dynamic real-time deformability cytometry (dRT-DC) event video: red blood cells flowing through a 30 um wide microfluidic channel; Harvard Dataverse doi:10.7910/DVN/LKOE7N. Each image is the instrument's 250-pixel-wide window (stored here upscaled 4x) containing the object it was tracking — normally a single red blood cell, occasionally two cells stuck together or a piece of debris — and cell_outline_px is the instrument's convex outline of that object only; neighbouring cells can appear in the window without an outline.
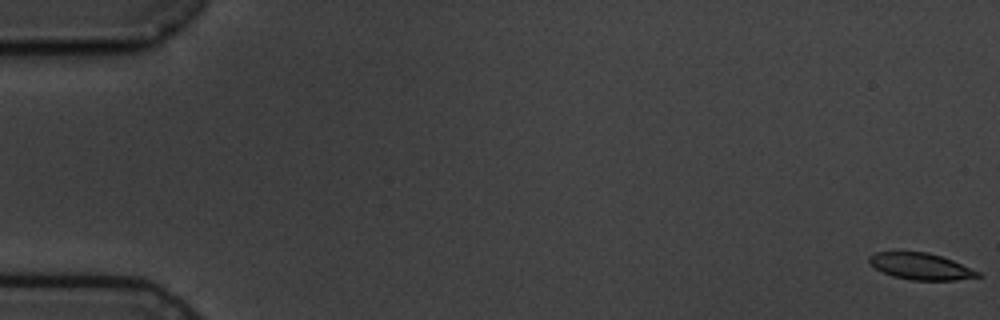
{"species": "common noctule bat (a hibernating species)", "species_latin": "Nyctalus noctula", "temperature_condition": "cold", "stored_images_in_passage": 5, "camera_frame_rate_fps": 3000, "um_per_image_px": 0.085, "animal": {"sex": "male", "body_mass_g": 19.5, "forearm_length_mm": 54.6}, "frame": {"image": 1, "passage_image": 1, "time_ms": 0.0, "image_size_px": [1000, 320], "cell_outline_px": [[984, 276], [956, 280], [912, 280], [892, 276], [876, 268], [868, 260], [868, 256], [876, 252], [928, 252], [952, 260], [980, 272]], "centroid_in_image_um": [78.29, 22.64], "position_along_channel_um": 6.7, "area_um2": 16.65}}
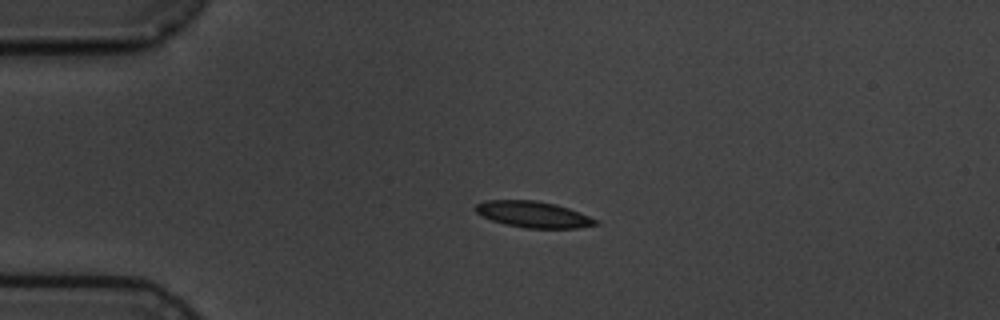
{"frame": {"image": 2, "passage_image": 4, "time_ms": 4.333, "image_size_px": [1000, 320], "cell_outline_px": [[600, 224], [576, 228], [524, 228], [504, 224], [492, 220], [476, 212], [476, 204], [488, 200], [536, 200], [556, 204], [568, 208], [600, 220]], "centroid_in_image_um": [45.38, 18.23], "position_along_channel_um": 39.6, "area_um2": 18.32}}